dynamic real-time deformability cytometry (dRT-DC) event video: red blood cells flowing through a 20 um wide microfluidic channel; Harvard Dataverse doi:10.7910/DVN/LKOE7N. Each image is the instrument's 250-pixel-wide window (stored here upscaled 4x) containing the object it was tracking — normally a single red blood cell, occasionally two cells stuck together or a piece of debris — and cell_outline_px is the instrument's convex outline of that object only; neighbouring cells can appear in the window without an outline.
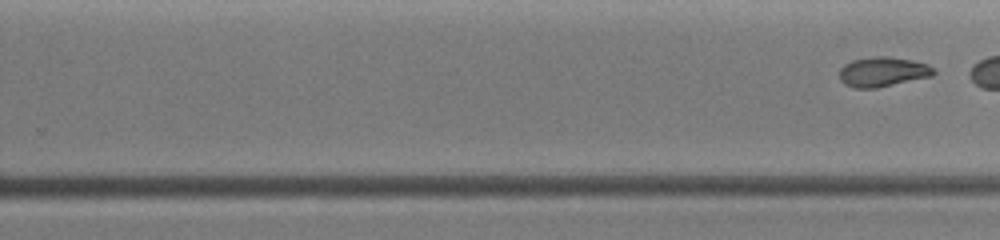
{"species": "common noctule bat (a hibernating species)", "species_latin": "Nyctalus noctula", "temperature_condition": "warm", "stored_images_in_passage": 33, "segment_of_instrument_passage": [2, 2], "camera_frame_rate_fps": 3000, "um_per_image_px": 0.085, "animal": {"sex": "female", "body_mass_g": 19.0, "forearm_length_mm": 51.5}, "frame": {"image": 1, "passage_image": 33, "time_ms": 6.667, "image_size_px": [1000, 240], "cell_outline_px": [[936, 72], [932, 76], [876, 88], [856, 88], [844, 84], [840, 80], [840, 68], [844, 64], [852, 60], [872, 56], [888, 56], [912, 60], [928, 64]], "centroid_in_image_um": [75.02, 6.09], "position_along_channel_um": 254.8, "area_um2": 16.36}}